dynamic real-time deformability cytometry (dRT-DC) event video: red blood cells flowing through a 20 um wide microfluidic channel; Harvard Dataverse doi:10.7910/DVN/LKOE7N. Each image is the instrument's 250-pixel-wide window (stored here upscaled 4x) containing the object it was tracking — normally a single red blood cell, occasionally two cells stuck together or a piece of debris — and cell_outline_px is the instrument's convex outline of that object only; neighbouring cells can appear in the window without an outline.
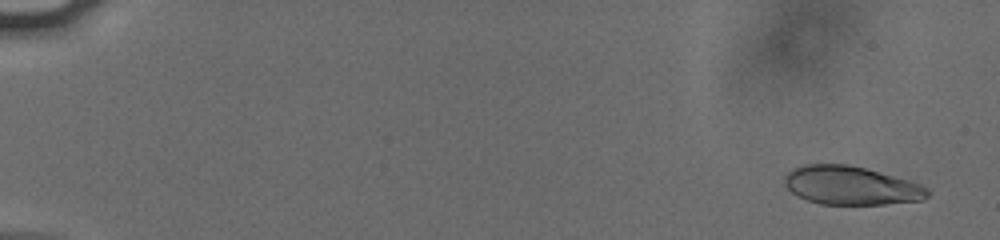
{"species": "human", "species_latin": "Homo sapiens", "temperature_condition": "cold", "stored_images_in_passage": 56, "camera_frame_rate_fps": 3000, "um_per_image_px": 0.085, "donor": {"sex": "male"}, "frame": {"image": 1, "passage_image": 3, "time_ms": 0.667, "image_size_px": [1000, 240], "cell_outline_px": [[932, 192], [928, 196], [920, 200], [884, 204], [820, 204], [796, 196], [784, 184], [784, 176], [792, 168], [804, 164], [848, 164], [864, 168], [908, 180], [920, 184], [928, 188]], "centroid_in_image_um": [72.31, 15.76], "position_along_channel_um": 12.7, "area_um2": 32.08}}
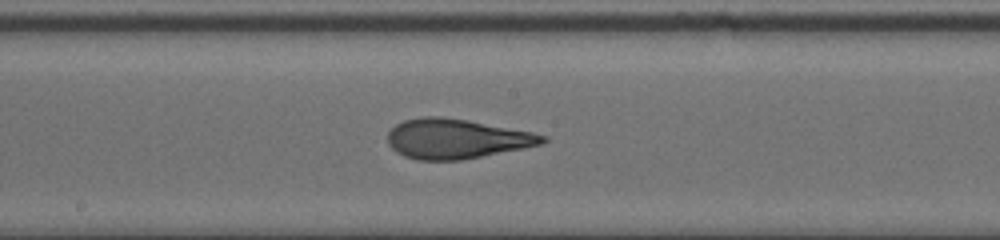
{"frame": {"image": 2, "passage_image": 32, "time_ms": 10.333, "image_size_px": [1000, 240], "cell_outline_px": [[548, 140], [540, 144], [524, 148], [460, 160], [416, 160], [404, 156], [396, 152], [388, 144], [388, 132], [396, 124], [404, 120], [424, 116], [440, 116], [468, 120], [532, 132], [548, 136]], "centroid_in_image_um": [38.77, 11.79], "position_along_channel_um": 209.4, "area_um2": 35.78}}
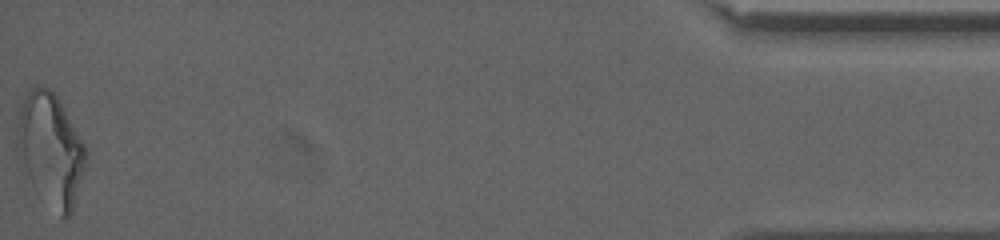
{"frame": {"image": 3, "passage_image": 56, "time_ms": 18.333, "image_size_px": [1000, 240], "cell_outline_px": [[88, 152], [84, 168], [72, 212], [68, 220], [60, 220], [32, 184], [28, 176], [16, 140], [16, 132], [20, 112], [24, 100], [28, 92], [32, 88], [48, 88], [60, 100], [84, 144]], "centroid_in_image_um": [4.34, 12.77], "position_along_channel_um": 430.9, "area_um2": 44.1}, "authors_computed_cell_mechanics": {"area_um2": 35.0557, "velocity_mm_per_s": 3.8095, "shape_relaxation_time_tau1_ms": 4.4209, "shape_relaxation_time_tau2_ms": 0.926, "deformation_change_tau1": 0.1946, "deformation_change_tau2": 0.0863}}